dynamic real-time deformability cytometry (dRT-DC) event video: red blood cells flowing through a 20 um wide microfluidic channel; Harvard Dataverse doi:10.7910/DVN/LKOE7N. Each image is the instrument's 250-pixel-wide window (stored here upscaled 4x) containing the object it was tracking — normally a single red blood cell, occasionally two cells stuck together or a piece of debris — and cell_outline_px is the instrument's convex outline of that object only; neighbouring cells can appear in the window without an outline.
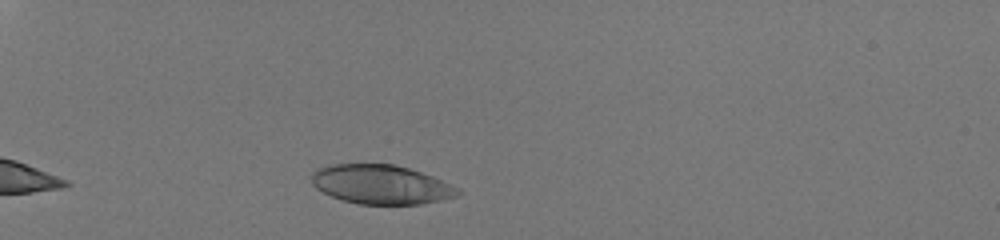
{"species": "human", "species_latin": "Homo sapiens", "temperature_condition": "room temperature", "stored_images_in_passage": 31, "camera_frame_rate_fps": 3000, "um_per_image_px": 0.085, "donor": {"sex": "male"}, "frame": {"image": 1, "passage_image": 1, "time_ms": 0.0, "image_size_px": [1000, 240], "cell_outline_px": [[460, 192], [456, 196], [440, 200], [420, 204], [360, 204], [344, 200], [332, 196], [316, 188], [312, 184], [312, 172], [316, 168], [332, 164], [392, 164], [408, 168], [432, 176], [456, 188]], "centroid_in_image_um": [32.33, 15.67], "position_along_channel_um": 52.7, "area_um2": 32.95}}
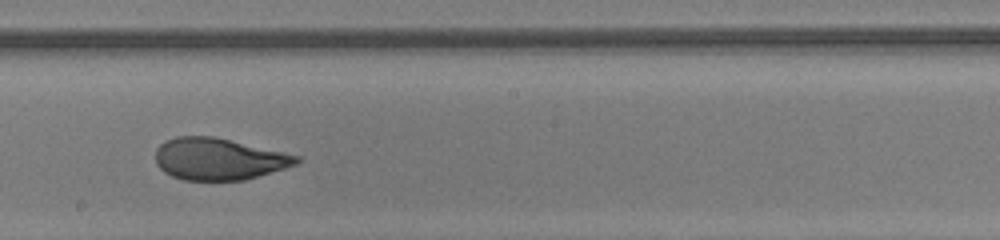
{"frame": {"image": 2, "passage_image": 18, "time_ms": 5.667, "image_size_px": [1000, 240], "cell_outline_px": [[300, 160], [296, 164], [284, 168], [244, 180], [184, 180], [172, 176], [164, 172], [156, 164], [156, 148], [160, 144], [176, 136], [212, 136], [284, 152], [300, 156]], "centroid_in_image_um": [18.57, 13.51], "position_along_channel_um": 229.6, "area_um2": 34.1}}
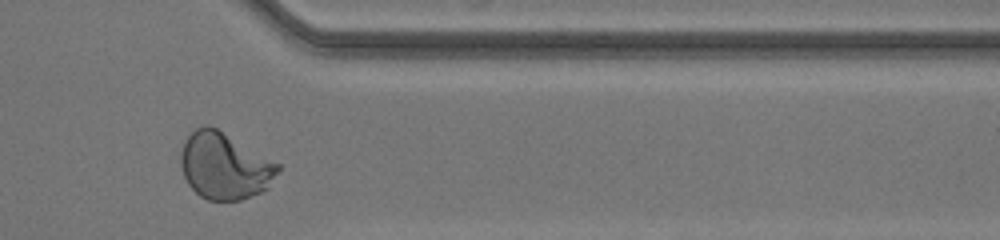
{"frame": {"image": 3, "passage_image": 30, "time_ms": 9.667, "image_size_px": [1000, 240], "cell_outline_px": [[280, 168], [268, 188], [260, 192], [240, 200], [208, 200], [200, 196], [188, 184], [184, 176], [180, 164], [180, 156], [184, 140], [196, 128], [208, 124], [216, 128], [280, 164]], "centroid_in_image_um": [19.07, 14.11], "position_along_channel_um": 392.3, "area_um2": 37.4}, "authors_computed_cell_mechanics": {"area_um2": 35.1424, "velocity_mm_per_s": 4.0916, "shape_relaxation_time_tau1_ms": 8.2975, "shape_relaxation_time_tau2_ms": null, "deformation_change_tau1": 0.282, "deformation_change_tau2": null}}